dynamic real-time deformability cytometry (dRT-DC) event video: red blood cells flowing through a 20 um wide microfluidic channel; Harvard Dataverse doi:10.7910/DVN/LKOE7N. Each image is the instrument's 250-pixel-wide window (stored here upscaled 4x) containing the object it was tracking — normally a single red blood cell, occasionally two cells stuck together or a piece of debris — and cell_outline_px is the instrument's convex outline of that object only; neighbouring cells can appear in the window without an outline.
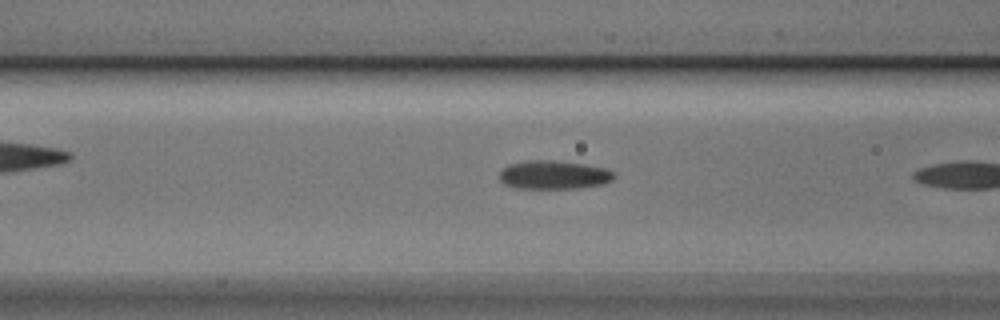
{"species": "Egyptian fruit bat (a non-hibernating species)", "species_latin": "Rousettus aegyptiacus", "temperature_condition": "cold", "stored_images_in_passage": 7, "segment_of_instrument_passage": [2, 2], "camera_frame_rate_fps": 3000, "um_per_image_px": 0.085, "animal": {"sex": "male"}, "frame": {"image": 1, "passage_image": 7, "time_ms": 2.0, "image_size_px": [1000, 320], "cell_outline_px": [[616, 176], [612, 180], [604, 184], [580, 188], [516, 188], [504, 184], [500, 180], [500, 172], [508, 164], [528, 160], [552, 160], [584, 164], [604, 168], [616, 172]], "centroid_in_image_um": [47.1, 14.86], "position_along_channel_um": 119.5, "area_um2": 19.19}}